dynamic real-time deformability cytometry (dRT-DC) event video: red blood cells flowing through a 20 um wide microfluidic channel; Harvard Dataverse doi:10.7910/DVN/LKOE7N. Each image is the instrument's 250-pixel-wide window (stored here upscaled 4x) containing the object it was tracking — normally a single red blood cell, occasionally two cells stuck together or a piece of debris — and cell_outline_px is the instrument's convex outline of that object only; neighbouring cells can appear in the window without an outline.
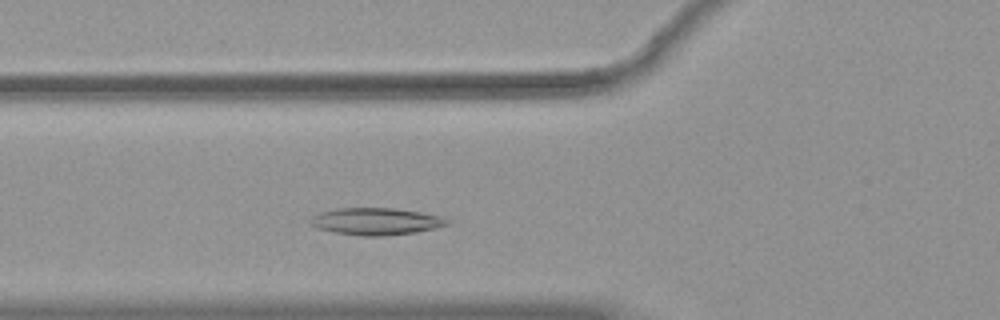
{"species": "common noctule bat (a hibernating species)", "species_latin": "Nyctalus noctula", "temperature_condition": "warm", "stored_images_in_passage": 32, "camera_frame_rate_fps": 3000, "um_per_image_px": 0.085, "animal": {"sex": "female", "body_mass_g": 19.9}, "frame": {"image": 1, "passage_image": 5, "time_ms": 1.333, "image_size_px": [1000, 320], "cell_outline_px": [[452, 220], [448, 224], [416, 232], [384, 236], [360, 236], [336, 232], [316, 228], [312, 224], [312, 216], [320, 212], [336, 208], [396, 208], [420, 212], [440, 216]], "centroid_in_image_um": [31.97, 18.81], "position_along_channel_um": 93.8, "area_um2": 21.44}}
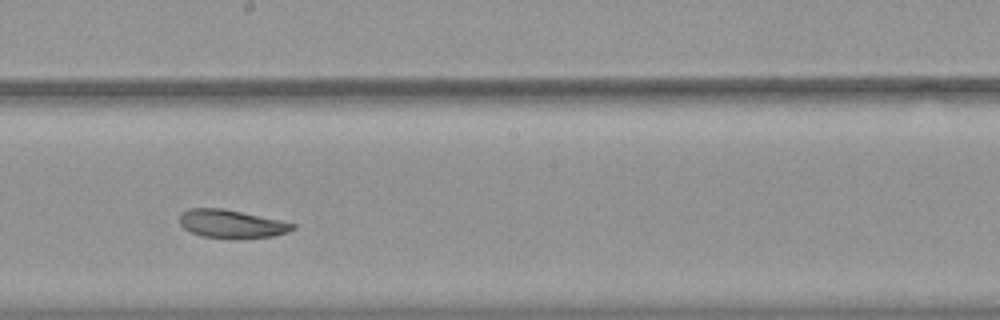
{"frame": {"image": 2, "passage_image": 16, "time_ms": 5.0, "image_size_px": [1000, 320], "cell_outline_px": [[296, 228], [288, 232], [276, 236], [236, 240], [200, 236], [184, 228], [180, 224], [180, 216], [188, 208], [220, 208], [280, 220], [296, 224]], "centroid_in_image_um": [19.71, 19.06], "position_along_channel_um": 228.5, "area_um2": 18.84}}
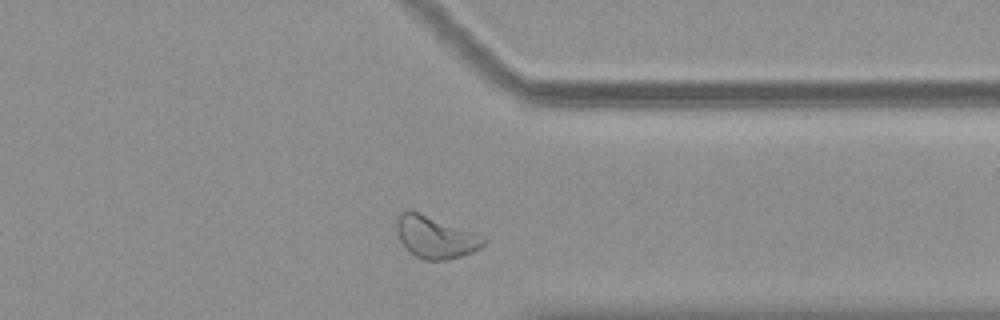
{"frame": {"image": 3, "passage_image": 28, "time_ms": 9.0, "image_size_px": [1000, 320], "cell_outline_px": [[488, 240], [480, 248], [472, 252], [448, 260], [424, 260], [416, 256], [400, 240], [396, 228], [396, 220], [400, 212], [416, 212], [488, 236]], "centroid_in_image_um": [37.08, 20.17], "position_along_channel_um": 374.3, "area_um2": 21.1}, "authors_computed_cell_mechanics": {"area_um2": 19.7965, "velocity_mm_per_s": 3.6887, "shape_relaxation_time_tau1_ms": 6.716, "shape_relaxation_time_tau2_ms": null, "deformation_change_tau1": 0.1278, "deformation_change_tau2": null}}